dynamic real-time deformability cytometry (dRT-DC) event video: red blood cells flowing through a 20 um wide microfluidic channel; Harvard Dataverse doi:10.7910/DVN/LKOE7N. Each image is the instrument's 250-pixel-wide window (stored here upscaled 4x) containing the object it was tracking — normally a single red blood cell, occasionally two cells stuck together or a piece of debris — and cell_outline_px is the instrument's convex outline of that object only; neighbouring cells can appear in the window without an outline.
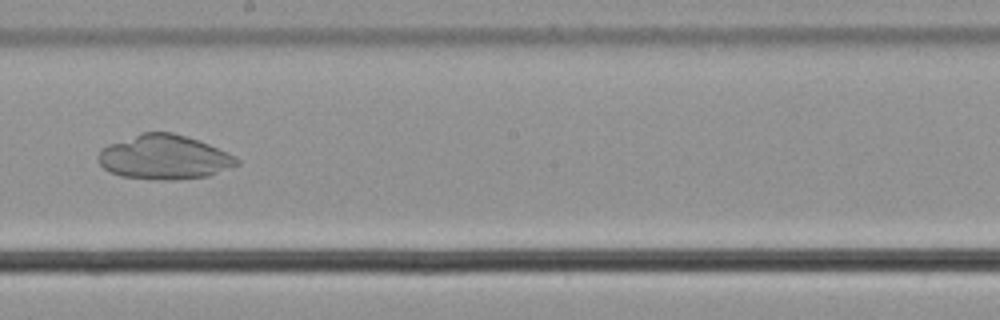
{"species": "common noctule bat (a hibernating species)", "species_latin": "Nyctalus noctula", "temperature_condition": "cold", "stored_images_in_passage": 56, "camera_frame_rate_fps": 3000, "um_per_image_px": 0.085, "animal": {"sex": "male", "body_mass_g": 21.5, "forearm_length_mm": 52.0}, "frame": {"image": 1, "passage_image": 32, "time_ms": 10.333, "image_size_px": [1000, 320], "cell_outline_px": [[240, 164], [208, 176], [172, 180], [156, 180], [120, 176], [108, 172], [96, 160], [96, 156], [100, 148], [108, 144], [140, 132], [172, 132], [208, 144], [240, 160]], "centroid_in_image_um": [13.87, 13.37], "position_along_channel_um": 234.3, "area_um2": 35.89}}